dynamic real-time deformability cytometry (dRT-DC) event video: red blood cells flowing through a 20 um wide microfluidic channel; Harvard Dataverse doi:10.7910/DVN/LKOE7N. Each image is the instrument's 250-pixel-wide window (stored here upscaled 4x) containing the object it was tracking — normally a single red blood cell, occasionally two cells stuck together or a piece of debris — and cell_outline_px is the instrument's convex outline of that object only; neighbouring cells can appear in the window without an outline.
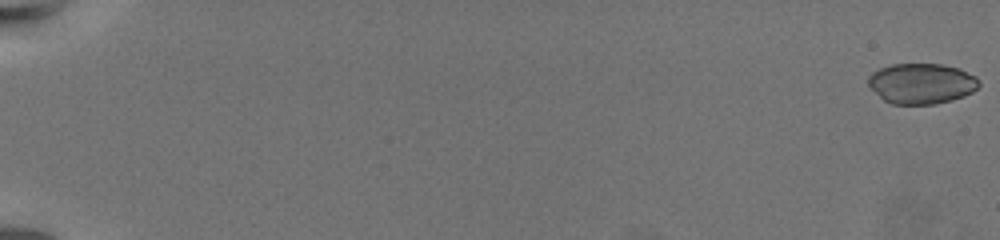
{"species": "common noctule bat (a hibernating species)", "species_latin": "Nyctalus noctula", "temperature_condition": "warm", "stored_images_in_passage": 67, "segment_of_instrument_passage": [1, 2], "camera_frame_rate_fps": 3000, "um_per_image_px": 0.085, "animal": {"sex": "female", "body_mass_g": 19.5, "forearm_length_mm": 54.1}, "frame": {"image": 1, "passage_image": 1, "time_ms": 0.0, "image_size_px": [1000, 240], "cell_outline_px": [[980, 84], [972, 92], [964, 96], [936, 104], [892, 104], [884, 100], [868, 84], [868, 76], [872, 72], [880, 68], [892, 64], [940, 64], [960, 68], [976, 76], [980, 80]], "centroid_in_image_um": [78.35, 7.09], "position_along_channel_um": 6.6, "area_um2": 26.13}}
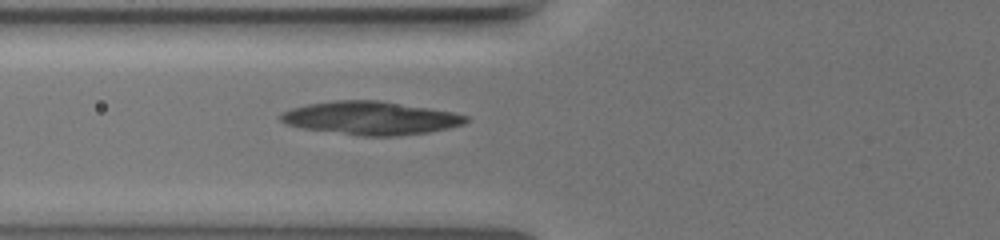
{"frame": {"image": 2, "passage_image": 29, "time_ms": 9.333, "image_size_px": [1000, 240], "cell_outline_px": [[468, 120], [464, 124], [448, 128], [428, 132], [396, 136], [364, 136], [304, 128], [288, 124], [280, 120], [276, 116], [292, 108], [308, 104], [336, 100], [380, 100], [452, 112], [468, 116]], "centroid_in_image_um": [31.51, 10.03], "position_along_channel_um": 94.3, "area_um2": 35.6}}
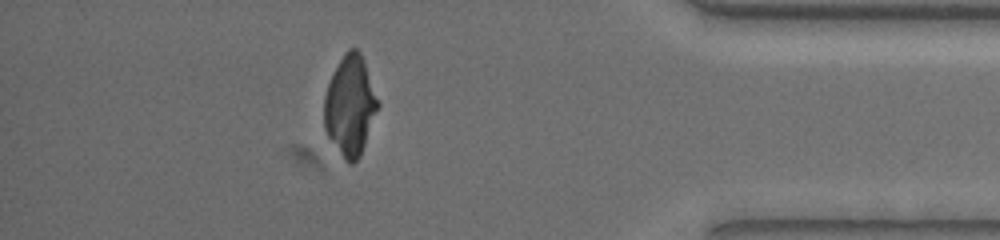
{"frame": {"image": 3, "passage_image": 59, "time_ms": 19.333, "image_size_px": [1000, 240], "cell_outline_px": [[380, 104], [360, 156], [352, 164], [348, 164], [344, 160], [328, 136], [324, 128], [324, 96], [332, 72], [344, 52], [348, 48], [356, 48], [360, 52], [364, 60]], "centroid_in_image_um": [29.75, 8.97], "position_along_channel_um": 405.4, "area_um2": 31.39}}